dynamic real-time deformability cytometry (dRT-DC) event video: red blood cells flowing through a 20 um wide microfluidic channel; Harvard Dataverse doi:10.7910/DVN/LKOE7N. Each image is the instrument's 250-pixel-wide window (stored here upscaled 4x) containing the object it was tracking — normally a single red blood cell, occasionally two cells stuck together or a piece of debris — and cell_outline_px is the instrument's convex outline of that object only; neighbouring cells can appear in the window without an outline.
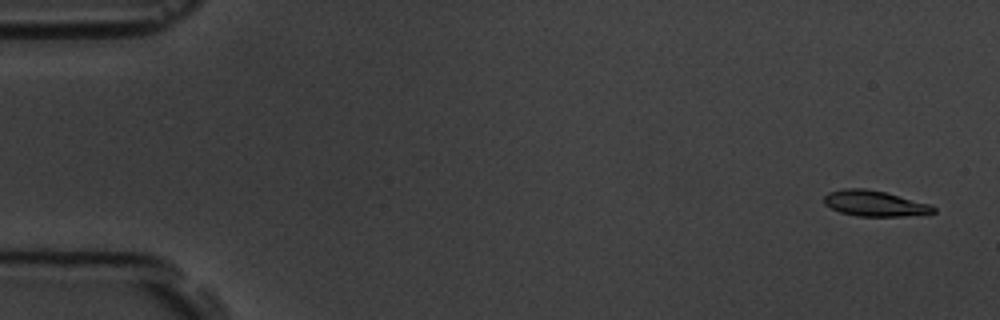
{"species": "common noctule bat (a hibernating species)", "species_latin": "Nyctalus noctula", "temperature_condition": "room temperature", "stored_images_in_passage": 11, "camera_frame_rate_fps": 3000, "um_per_image_px": 0.085, "animal": {"sex": "male", "body_mass_g": 19.5, "forearm_length_mm": 54.6}, "frame": {"image": 1, "passage_image": 1, "time_ms": 0.0, "image_size_px": [1000, 320], "cell_outline_px": [[936, 212], [904, 216], [856, 216], [840, 212], [824, 204], [824, 196], [828, 192], [844, 188], [864, 188], [884, 192], [932, 204], [936, 208]], "centroid_in_image_um": [74.34, 17.29], "position_along_channel_um": 10.7, "area_um2": 16.36}}
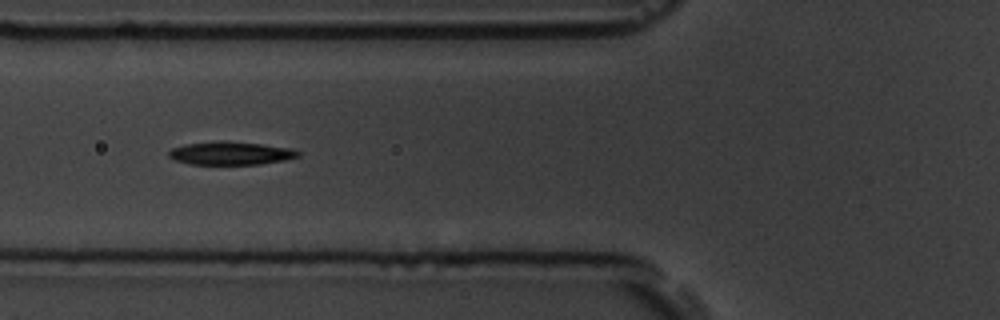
{"frame": {"image": 2, "passage_image": 6, "time_ms": 6.333, "image_size_px": [1000, 320], "cell_outline_px": [[300, 156], [284, 160], [260, 164], [188, 164], [172, 160], [168, 156], [168, 152], [172, 148], [188, 144], [220, 140], [228, 140], [292, 148], [300, 152]], "centroid_in_image_um": [19.59, 13.02], "position_along_channel_um": 106.2, "area_um2": 17.57}}
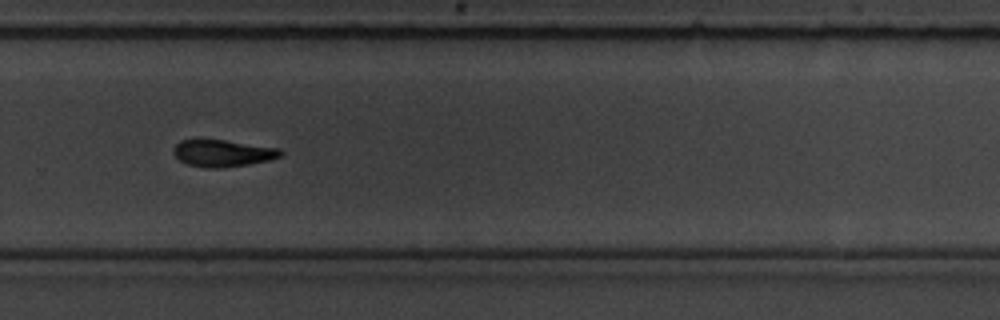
{"frame": {"image": 3, "passage_image": 11, "time_ms": 12.0, "image_size_px": [1000, 320], "cell_outline_px": [[284, 152], [280, 156], [268, 160], [248, 164], [220, 168], [204, 168], [188, 164], [180, 160], [172, 152], [172, 148], [180, 140], [224, 140], [280, 148]], "centroid_in_image_um": [18.92, 13.02], "position_along_channel_um": 310.9, "area_um2": 16.7}}